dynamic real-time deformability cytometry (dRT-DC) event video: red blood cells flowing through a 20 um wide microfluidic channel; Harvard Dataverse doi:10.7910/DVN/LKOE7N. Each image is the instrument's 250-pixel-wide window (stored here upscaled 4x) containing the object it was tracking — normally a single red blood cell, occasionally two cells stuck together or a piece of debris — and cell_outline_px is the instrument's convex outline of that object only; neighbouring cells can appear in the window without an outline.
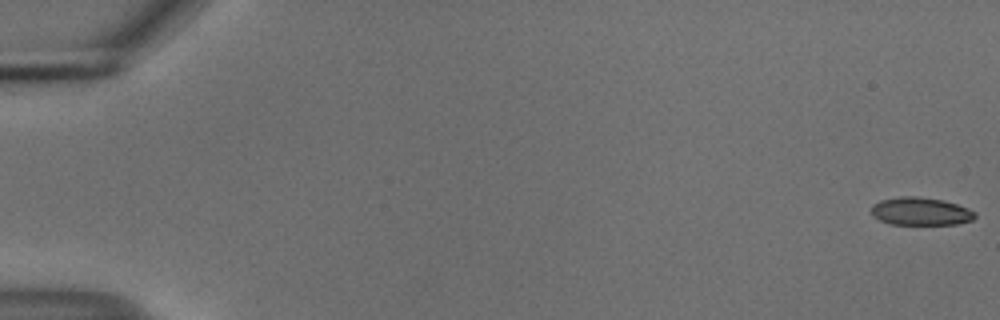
{"species": "common noctule bat (a hibernating species)", "species_latin": "Nyctalus noctula", "temperature_condition": "cold", "stored_images_in_passage": 55, "camera_frame_rate_fps": 3000, "um_per_image_px": 0.085, "animal": {"sex": "male", "body_mass_g": 18.8}, "frame": {"image": 1, "passage_image": 1, "time_ms": 0.0, "image_size_px": [1000, 320], "cell_outline_px": [[976, 216], [972, 220], [956, 224], [888, 224], [872, 216], [872, 204], [880, 200], [900, 196], [916, 196], [944, 200], [968, 208], [976, 212]], "centroid_in_image_um": [78.24, 17.96], "position_along_channel_um": 6.8, "area_um2": 16.94}}
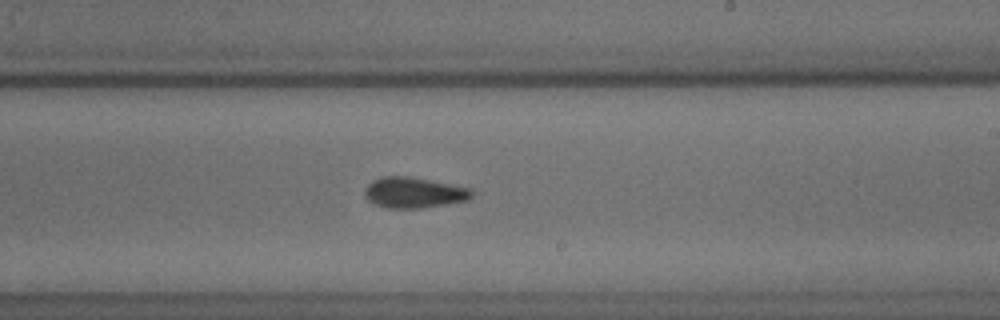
{"frame": {"image": 2, "passage_image": 34, "time_ms": 11.0, "image_size_px": [1000, 320], "cell_outline_px": [[476, 192], [468, 200], [420, 208], [388, 208], [376, 204], [368, 200], [364, 196], [364, 188], [372, 180], [380, 176], [408, 176], [472, 188]], "centroid_in_image_um": [35.18, 16.36], "position_along_channel_um": 253.8, "area_um2": 19.25}}
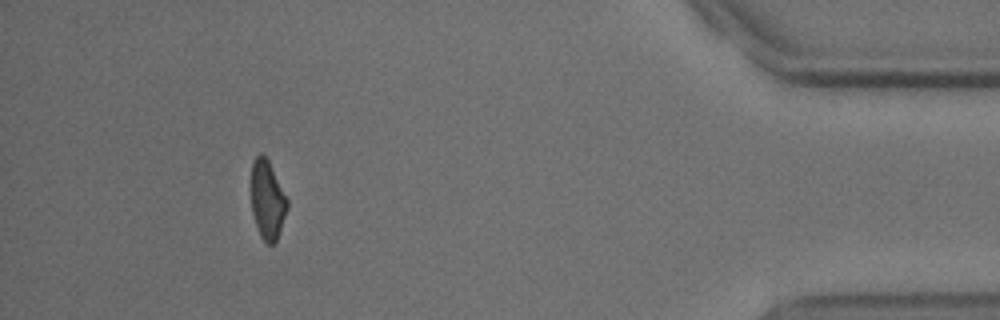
{"frame": {"image": 3, "passage_image": 51, "time_ms": 16.667, "image_size_px": [1000, 320], "cell_outline_px": [[288, 208], [276, 240], [272, 244], [268, 244], [260, 236], [252, 212], [252, 160], [260, 152], [268, 160], [288, 200]], "centroid_in_image_um": [22.73, 16.98], "position_along_channel_um": 412.5, "area_um2": 16.24}, "authors_computed_cell_mechanics": {"area_um2": 18.2648, "velocity_mm_per_s": 3.7333, "shape_relaxation_time_tau1_ms": 8.5311, "shape_relaxation_time_tau2_ms": 3.4272, "deformation_change_tau1": 0.1395, "deformation_change_tau2": 0.1025}}